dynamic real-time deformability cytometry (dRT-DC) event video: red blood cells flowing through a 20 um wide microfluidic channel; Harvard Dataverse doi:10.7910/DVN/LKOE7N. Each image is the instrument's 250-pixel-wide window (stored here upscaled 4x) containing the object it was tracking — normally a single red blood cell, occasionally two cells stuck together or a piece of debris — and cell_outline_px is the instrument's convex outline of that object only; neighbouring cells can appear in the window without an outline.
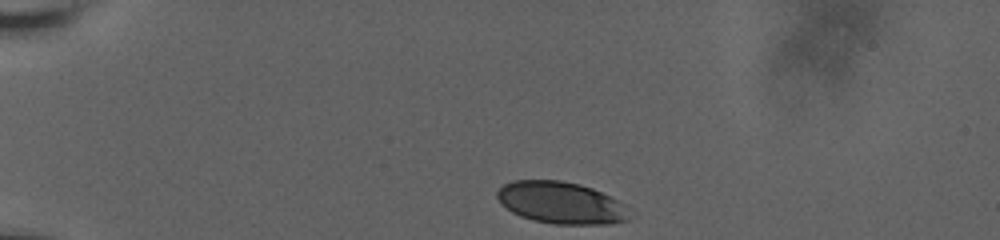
{"species": "human", "species_latin": "Homo sapiens", "temperature_condition": "room temperature", "stored_images_in_passage": 38, "camera_frame_rate_fps": 3000, "um_per_image_px": 0.085, "donor": {"sex": "male"}, "frame": {"image": 1, "passage_image": 1, "time_ms": 0.0, "image_size_px": [1000, 240], "cell_outline_px": [[628, 220], [608, 224], [552, 224], [532, 220], [520, 216], [512, 212], [500, 204], [496, 196], [496, 192], [504, 184], [512, 180], [560, 180], [580, 184], [592, 188], [616, 200]], "centroid_in_image_um": [47.54, 17.23], "position_along_channel_um": 37.5, "area_um2": 31.79}}
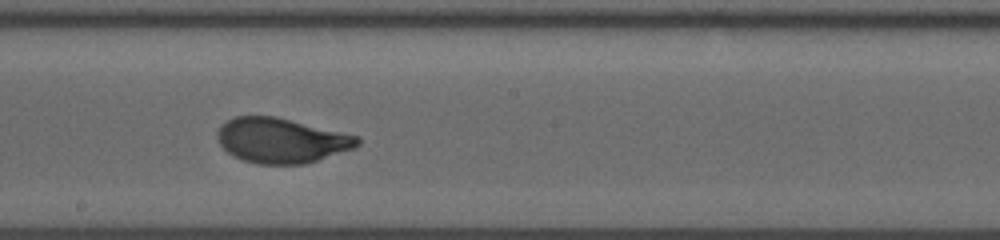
{"frame": {"image": 2, "passage_image": 22, "time_ms": 7.0, "image_size_px": [1000, 240], "cell_outline_px": [[360, 144], [356, 148], [304, 164], [256, 164], [240, 160], [232, 156], [220, 144], [216, 136], [216, 132], [220, 124], [236, 116], [276, 116], [360, 136]], "centroid_in_image_um": [23.91, 11.94], "position_along_channel_um": 224.3, "area_um2": 37.05}}
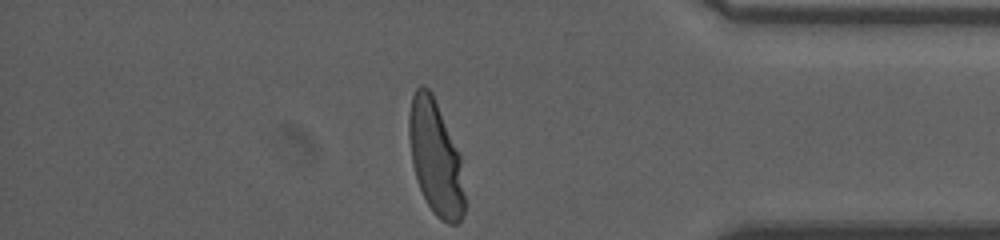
{"frame": {"image": 3, "passage_image": 38, "time_ms": 12.333, "image_size_px": [1000, 240], "cell_outline_px": [[464, 212], [460, 220], [456, 224], [448, 224], [440, 220], [436, 216], [428, 204], [416, 180], [412, 164], [408, 136], [408, 116], [412, 96], [416, 88], [420, 84], [424, 84], [432, 92], [460, 152], [464, 196]], "centroid_in_image_um": [37.01, 13.37], "position_along_channel_um": 398.2, "area_um2": 37.4}, "authors_computed_cell_mechanics": {"area_um2": 36.3562, "velocity_mm_per_s": 3.6395, "shape_relaxation_time_tau1_ms": 4.3637, "shape_relaxation_time_tau2_ms": null, "deformation_change_tau1": 0.1788, "deformation_change_tau2": null}}